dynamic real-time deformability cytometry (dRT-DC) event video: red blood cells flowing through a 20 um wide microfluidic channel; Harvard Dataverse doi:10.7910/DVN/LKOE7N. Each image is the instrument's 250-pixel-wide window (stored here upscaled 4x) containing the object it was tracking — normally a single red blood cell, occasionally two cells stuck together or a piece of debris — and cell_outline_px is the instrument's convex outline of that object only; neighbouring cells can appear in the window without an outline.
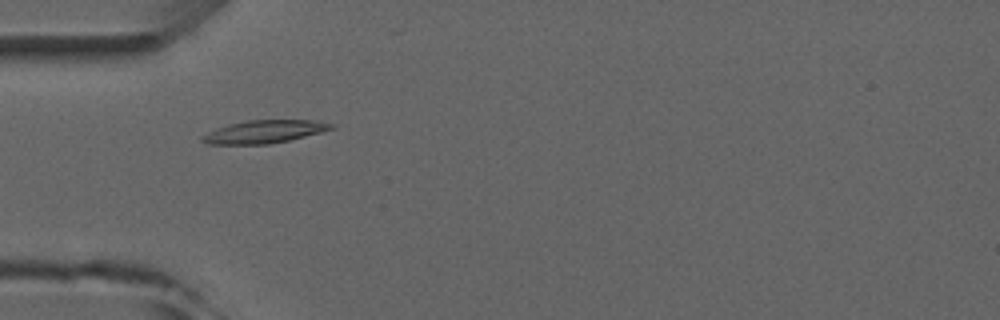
{"species": "common noctule bat (a hibernating species)", "species_latin": "Nyctalus noctula", "temperature_condition": "room temperature", "stored_images_in_passage": 3, "camera_frame_rate_fps": 3000, "um_per_image_px": 0.085, "animal": {"sex": "male", "forearm_length_mm": 52.5}, "frame": {"image": 1, "passage_image": 1, "time_ms": 0.0, "image_size_px": [1000, 320], "cell_outline_px": [[336, 124], [332, 128], [320, 132], [288, 140], [268, 144], [208, 144], [200, 140], [200, 136], [216, 128], [228, 124], [248, 120], [312, 120]], "centroid_in_image_um": [22.4, 11.19], "position_along_channel_um": 62.6, "area_um2": 17.05}}
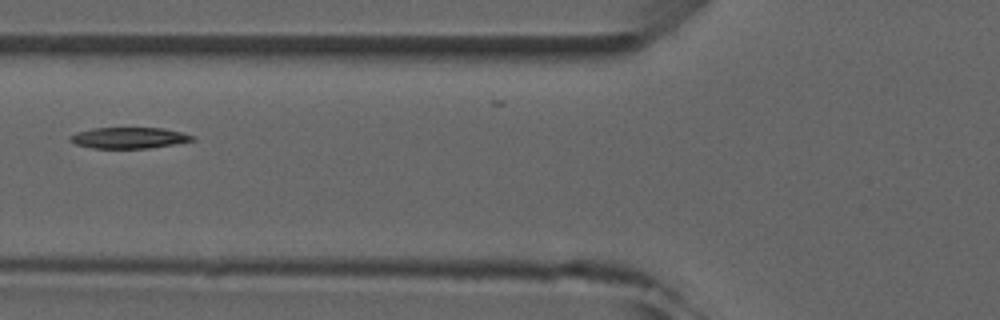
{"frame": {"image": 2, "passage_image": 2, "time_ms": 1.333, "image_size_px": [1000, 320], "cell_outline_px": [[196, 140], [148, 148], [92, 148], [76, 144], [68, 140], [68, 136], [76, 132], [92, 128], [164, 128], [196, 136]], "centroid_in_image_um": [10.93, 11.71], "position_along_channel_um": 114.9, "area_um2": 15.03}}
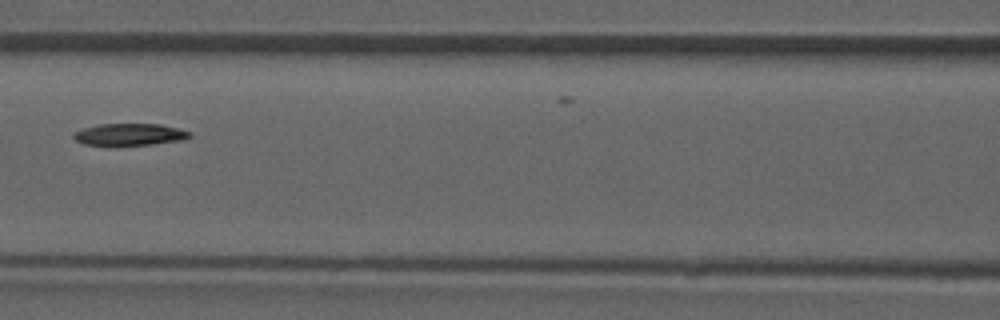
{"frame": {"image": 3, "passage_image": 3, "time_ms": 2.333, "image_size_px": [1000, 320], "cell_outline_px": [[192, 136], [184, 140], [152, 144], [116, 148], [84, 144], [76, 140], [72, 136], [76, 132], [84, 128], [100, 124], [160, 124], [192, 132]], "centroid_in_image_um": [11.01, 11.47], "position_along_channel_um": 155.6, "area_um2": 15.43}}